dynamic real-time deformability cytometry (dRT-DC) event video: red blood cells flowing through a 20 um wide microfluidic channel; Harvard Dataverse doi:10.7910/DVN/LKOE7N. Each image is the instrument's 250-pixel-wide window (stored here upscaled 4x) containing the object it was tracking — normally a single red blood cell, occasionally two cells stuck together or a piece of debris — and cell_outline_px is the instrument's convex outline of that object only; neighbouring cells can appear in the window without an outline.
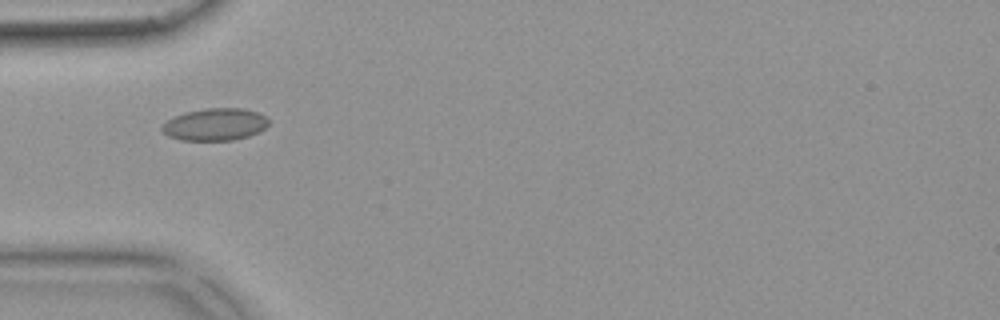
{"species": "common noctule bat (a hibernating species)", "species_latin": "Nyctalus noctula", "temperature_condition": "warm", "stored_images_in_passage": 48, "camera_frame_rate_fps": 3000, "um_per_image_px": 0.085, "animal": {"sex": "female", "body_mass_g": 18.4}, "frame": {"image": 1, "passage_image": 12, "time_ms": 3.667, "image_size_px": [1000, 320], "cell_outline_px": [[268, 124], [260, 132], [248, 136], [232, 140], [180, 140], [168, 136], [160, 128], [168, 120], [184, 112], [204, 108], [244, 108], [260, 112], [268, 120]], "centroid_in_image_um": [18.3, 10.57], "position_along_channel_um": 66.7, "area_um2": 20.06}}
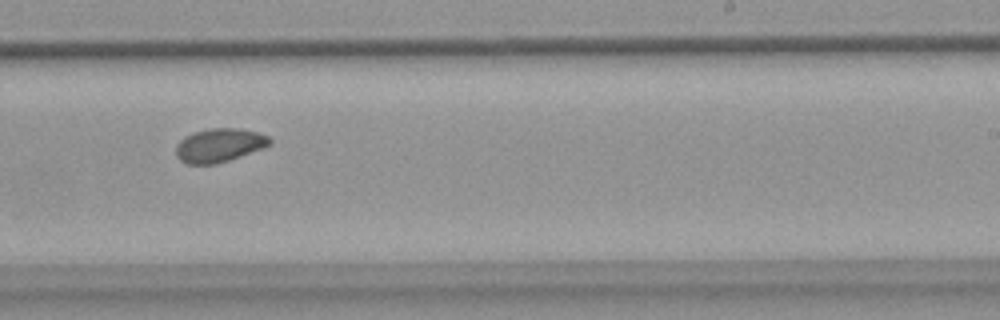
{"frame": {"image": 2, "passage_image": 28, "time_ms": 9.0, "image_size_px": [1000, 320], "cell_outline_px": [[272, 144], [264, 148], [216, 164], [188, 164], [180, 160], [176, 156], [176, 144], [184, 136], [192, 132], [208, 128], [240, 128], [256, 132], [268, 136], [272, 140]], "centroid_in_image_um": [18.63, 12.33], "position_along_channel_um": 270.4, "area_um2": 18.55}}
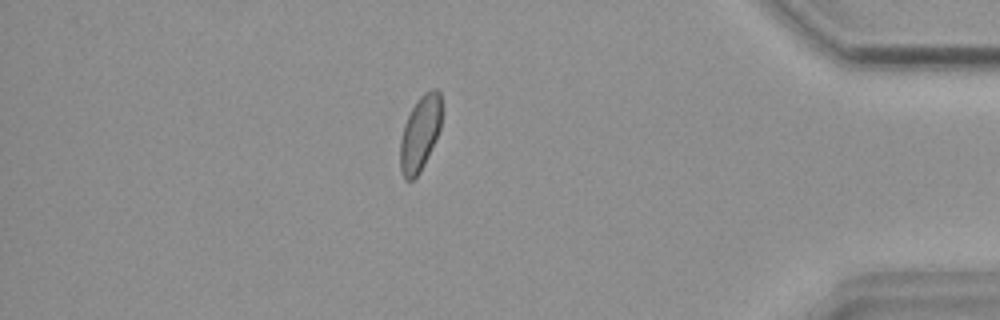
{"frame": {"image": 3, "passage_image": 41, "time_ms": 13.333, "image_size_px": [1000, 320], "cell_outline_px": [[440, 128], [428, 156], [420, 172], [412, 180], [404, 180], [400, 168], [400, 140], [404, 124], [416, 100], [424, 92], [432, 88], [436, 88], [440, 92]], "centroid_in_image_um": [35.68, 11.33], "position_along_channel_um": 399.5, "area_um2": 17.98}, "authors_computed_cell_mechanics": {"area_um2": 18.496, "velocity_mm_per_s": 3.8451, "shape_relaxation_time_tau1_ms": null, "shape_relaxation_time_tau2_ms": 2.4644, "deformation_change_tau1": null, "deformation_change_tau2": 0.0447}}